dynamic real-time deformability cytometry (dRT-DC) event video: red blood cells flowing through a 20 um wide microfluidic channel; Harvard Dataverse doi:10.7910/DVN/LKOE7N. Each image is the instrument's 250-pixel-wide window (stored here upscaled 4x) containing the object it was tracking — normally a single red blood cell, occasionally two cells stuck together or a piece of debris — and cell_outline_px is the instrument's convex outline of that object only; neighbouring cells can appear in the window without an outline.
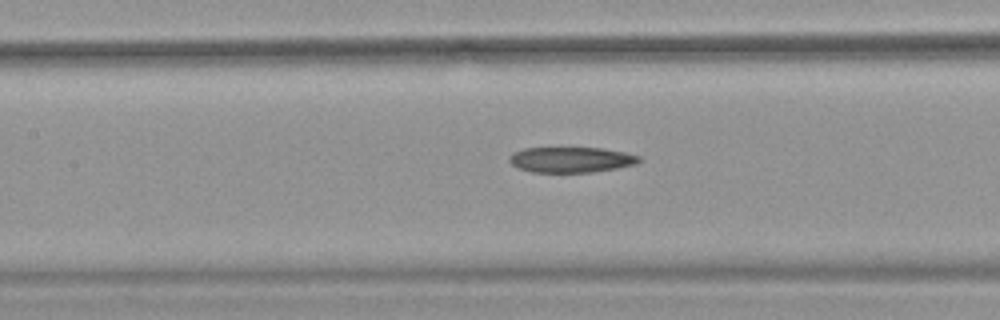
{"species": "common noctule bat (a hibernating species)", "species_latin": "Nyctalus noctula", "temperature_condition": "warm", "stored_images_in_passage": 32, "camera_frame_rate_fps": 3000, "um_per_image_px": 0.085, "animal": {"sex": "female", "body_mass_g": 18.4}, "frame": {"image": 1, "passage_image": 14, "time_ms": 4.333, "image_size_px": [1000, 320], "cell_outline_px": [[640, 160], [636, 164], [616, 168], [592, 172], [532, 172], [516, 168], [508, 160], [508, 156], [512, 152], [524, 148], [604, 148], [624, 152], [640, 156]], "centroid_in_image_um": [48.49, 13.57], "position_along_channel_um": 158.9, "area_um2": 19.36}}